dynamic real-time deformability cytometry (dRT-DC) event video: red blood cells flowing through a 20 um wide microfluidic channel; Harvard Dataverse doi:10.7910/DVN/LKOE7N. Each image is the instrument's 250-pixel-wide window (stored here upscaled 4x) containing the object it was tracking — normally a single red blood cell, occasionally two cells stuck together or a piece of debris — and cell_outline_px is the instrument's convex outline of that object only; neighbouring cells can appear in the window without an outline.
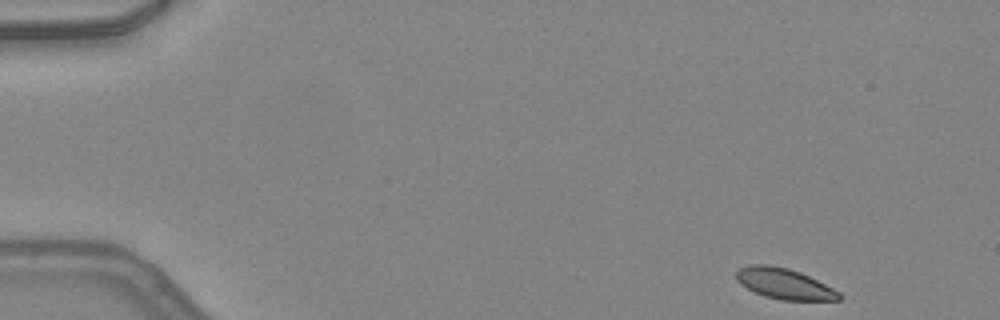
{"species": "common noctule bat (a hibernating species)", "species_latin": "Nyctalus noctula", "temperature_condition": "warm", "stored_images_in_passage": 11, "camera_frame_rate_fps": 3000, "um_per_image_px": 0.085, "animal": {"sex": "female", "body_mass_g": 24.6, "forearm_length_mm": 56.2}, "frame": {"image": 1, "passage_image": 1, "time_ms": 0.0, "image_size_px": [1000, 320], "cell_outline_px": [[840, 300], [780, 300], [764, 296], [740, 284], [736, 280], [736, 272], [740, 268], [752, 264], [768, 264], [788, 268], [800, 272], [840, 292]], "centroid_in_image_um": [66.63, 24.11], "position_along_channel_um": 18.4, "area_um2": 18.21}}
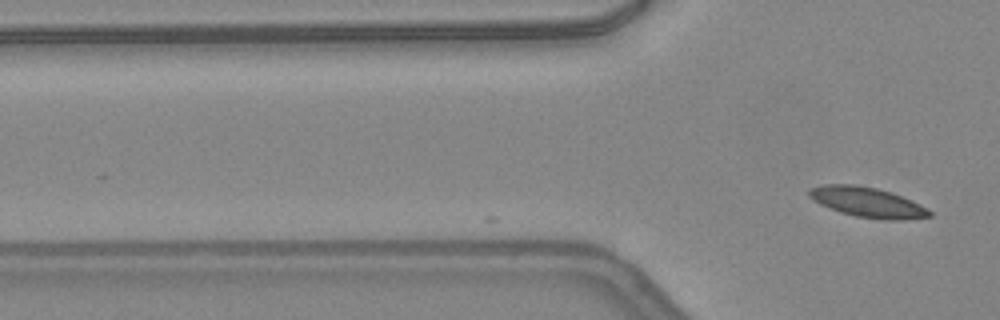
{"frame": {"image": 2, "passage_image": 11, "time_ms": 3.333, "image_size_px": [1000, 320], "cell_outline_px": [[932, 216], [900, 220], [884, 220], [856, 216], [840, 212], [820, 204], [812, 200], [808, 196], [808, 188], [824, 184], [852, 184], [876, 188], [892, 192], [912, 200], [928, 208], [932, 212]], "centroid_in_image_um": [73.73, 17.18], "position_along_channel_um": 52.1, "area_um2": 21.21}}